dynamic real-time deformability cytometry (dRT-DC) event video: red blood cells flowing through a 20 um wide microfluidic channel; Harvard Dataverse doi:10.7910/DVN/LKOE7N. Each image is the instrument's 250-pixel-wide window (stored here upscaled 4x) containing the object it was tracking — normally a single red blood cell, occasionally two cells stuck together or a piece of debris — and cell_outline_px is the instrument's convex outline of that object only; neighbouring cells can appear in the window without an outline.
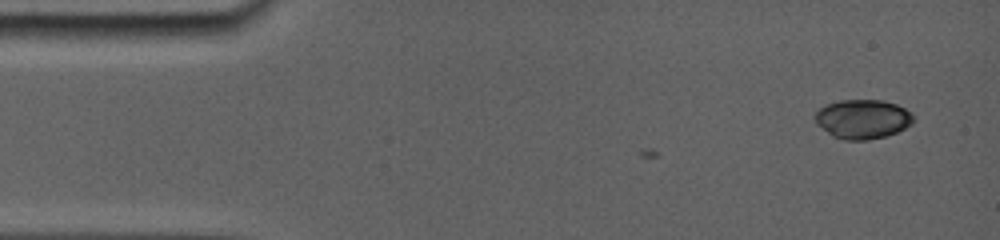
{"species": "common noctule bat (a hibernating species)", "species_latin": "Nyctalus noctula", "temperature_condition": "room temperature", "stored_images_in_passage": 4, "camera_frame_rate_fps": 5000, "um_per_image_px": 0.085, "animal": {"sex": "female", "body_mass_g": 19.0, "forearm_length_mm": 56.7}, "frame": {"image": 1, "passage_image": 1, "time_ms": 0.0, "image_size_px": [1000, 240], "cell_outline_px": [[912, 120], [904, 128], [896, 132], [884, 136], [860, 140], [852, 140], [836, 136], [828, 132], [816, 120], [816, 112], [824, 104], [840, 100], [880, 100], [896, 104], [904, 108], [912, 116]], "centroid_in_image_um": [73.31, 10.09], "position_along_channel_um": 11.7, "area_um2": 21.62}}